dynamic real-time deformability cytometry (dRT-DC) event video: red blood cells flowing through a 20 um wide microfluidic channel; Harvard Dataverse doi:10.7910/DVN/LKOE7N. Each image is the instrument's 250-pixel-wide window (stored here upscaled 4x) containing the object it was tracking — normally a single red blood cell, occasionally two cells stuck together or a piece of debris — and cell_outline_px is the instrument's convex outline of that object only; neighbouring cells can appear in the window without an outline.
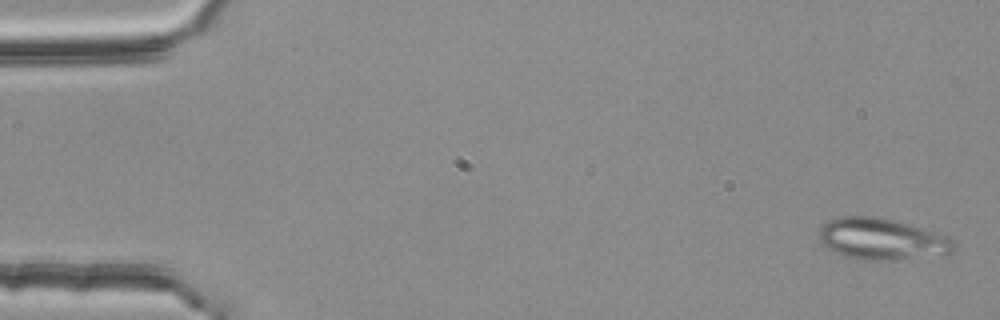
{"species": "common noctule bat (a hibernating species)", "species_latin": "Nyctalus noctula", "temperature_condition": "room temperature", "stored_images_in_passage": 54, "camera_frame_rate_fps": 3000, "um_per_image_px": 0.085, "animal": {"sex": "female", "body_mass_g": 25.1}, "frame": {"image": 1, "passage_image": 2, "time_ms": 0.333, "image_size_px": [1000, 320], "cell_outline_px": [[956, 248], [952, 252], [892, 260], [864, 260], [848, 256], [836, 252], [824, 244], [816, 236], [820, 228], [828, 220], [840, 216], [880, 216], [896, 220], [936, 232], [952, 240]], "centroid_in_image_um": [74.91, 20.29], "position_along_channel_um": 10.1, "area_um2": 32.19}}
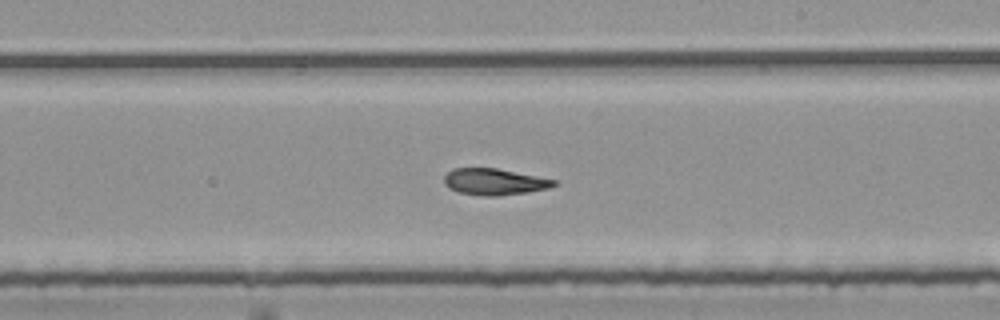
{"frame": {"image": 2, "passage_image": 32, "time_ms": 10.333, "image_size_px": [1000, 320], "cell_outline_px": [[560, 184], [548, 188], [528, 192], [500, 196], [484, 196], [460, 192], [448, 188], [444, 184], [444, 176], [452, 168], [496, 168], [556, 180]], "centroid_in_image_um": [42.02, 15.45], "position_along_channel_um": 247.0, "area_um2": 16.94}}
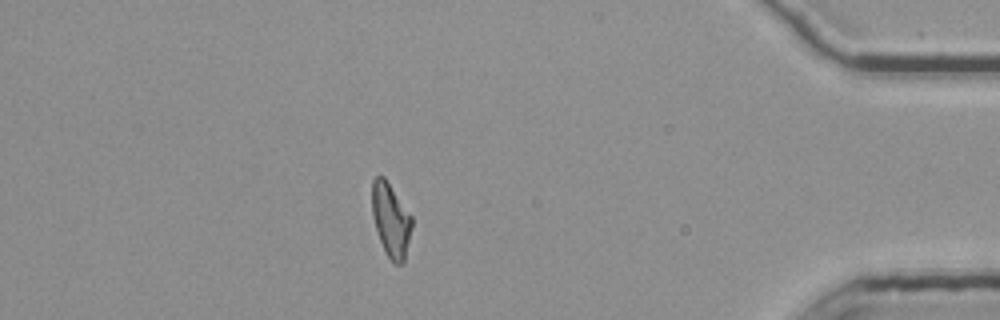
{"frame": {"image": 3, "passage_image": 48, "time_ms": 15.667, "image_size_px": [1000, 320], "cell_outline_px": [[412, 228], [404, 264], [396, 264], [388, 256], [380, 240], [372, 216], [372, 180], [376, 176], [384, 176], [412, 216]], "centroid_in_image_um": [33.23, 18.69], "position_along_channel_um": 402.0, "area_um2": 17.05}, "authors_computed_cell_mechanics": {"area_um2": 17.7735, "velocity_mm_per_s": 3.7749, "shape_relaxation_time_tau1_ms": null, "shape_relaxation_time_tau2_ms": 8.4096, "deformation_change_tau1": null, "deformation_change_tau2": 0.1597}}